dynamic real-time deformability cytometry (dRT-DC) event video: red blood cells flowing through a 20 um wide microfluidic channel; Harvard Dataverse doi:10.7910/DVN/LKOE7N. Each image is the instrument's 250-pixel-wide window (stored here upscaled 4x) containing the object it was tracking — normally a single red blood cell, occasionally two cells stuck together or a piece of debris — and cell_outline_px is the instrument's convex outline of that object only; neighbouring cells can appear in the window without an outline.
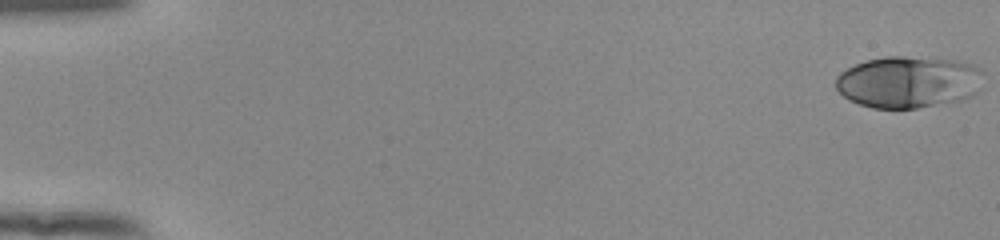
{"species": "human", "species_latin": "Homo sapiens", "temperature_condition": "room temperature", "stored_images_in_passage": 54, "camera_frame_rate_fps": 3000, "um_per_image_px": 0.085, "donor": {"sex": "female"}, "frame": {"image": 1, "passage_image": 1, "time_ms": 0.0, "image_size_px": [1000, 240], "cell_outline_px": [[984, 72], [980, 92], [972, 96], [960, 100], [916, 108], [872, 108], [848, 100], [836, 88], [836, 76], [840, 72], [856, 64], [868, 60], [884, 56], [904, 56], [960, 60], [972, 64], [980, 68]], "centroid_in_image_um": [77.27, 6.96], "position_along_channel_um": 7.7, "area_um2": 45.03}}
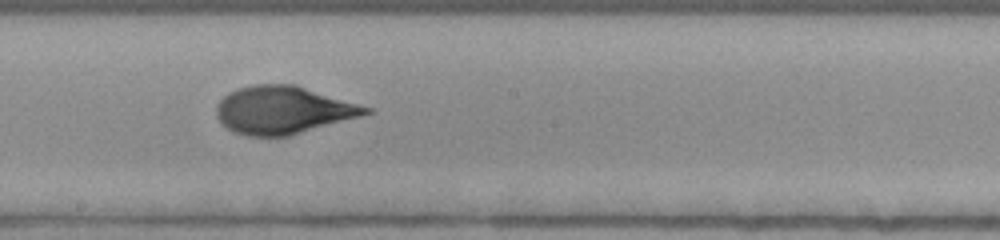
{"frame": {"image": 2, "passage_image": 31, "time_ms": 10.0, "image_size_px": [1000, 240], "cell_outline_px": [[372, 112], [360, 116], [288, 136], [244, 136], [232, 132], [220, 124], [216, 116], [216, 104], [228, 92], [240, 88], [256, 84], [292, 84], [372, 108]], "centroid_in_image_um": [23.99, 9.37], "position_along_channel_um": 224.2, "area_um2": 41.27}}
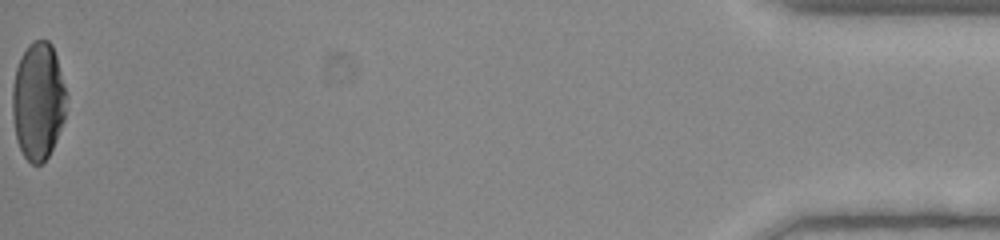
{"frame": {"image": 3, "passage_image": 54, "time_ms": 17.667, "image_size_px": [1000, 240], "cell_outline_px": [[68, 96], [64, 120], [56, 140], [48, 156], [40, 164], [32, 164], [24, 156], [16, 140], [12, 116], [12, 88], [16, 68], [20, 56], [28, 44], [36, 40], [48, 40], [52, 44], [56, 56]], "centroid_in_image_um": [3.24, 8.57], "position_along_channel_um": 432.0, "area_um2": 37.34}, "authors_computed_cell_mechanics": {"area_um2": 41.2403, "velocity_mm_per_s": 3.8975, "shape_relaxation_time_tau1_ms": 6.8174, "shape_relaxation_time_tau2_ms": 0.8827, "deformation_change_tau1": 0.283, "deformation_change_tau2": 0.0584}}